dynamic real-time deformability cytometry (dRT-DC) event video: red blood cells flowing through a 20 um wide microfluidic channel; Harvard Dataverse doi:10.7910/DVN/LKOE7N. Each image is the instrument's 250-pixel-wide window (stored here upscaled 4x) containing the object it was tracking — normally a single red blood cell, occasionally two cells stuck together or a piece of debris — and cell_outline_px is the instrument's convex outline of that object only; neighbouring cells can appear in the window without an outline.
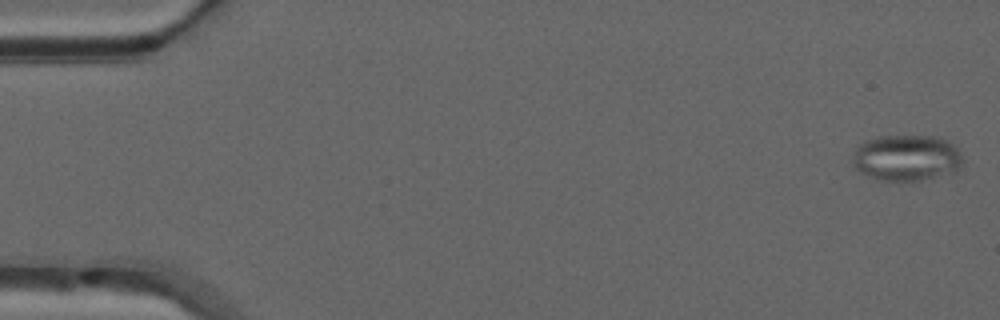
{"species": "common noctule bat (a hibernating species)", "species_latin": "Nyctalus noctula", "temperature_condition": "warm", "stored_images_in_passage": 49, "camera_frame_rate_fps": 3000, "um_per_image_px": 0.085, "animal": {"sex": "male", "forearm_length_mm": 52.5}, "frame": {"image": 1, "passage_image": 1, "time_ms": 0.0, "image_size_px": [1000, 320], "cell_outline_px": [[960, 168], [956, 172], [920, 180], [900, 184], [876, 180], [860, 172], [856, 168], [852, 160], [856, 148], [860, 144], [868, 140], [880, 136], [940, 136], [948, 140], [956, 148], [960, 156]], "centroid_in_image_um": [77.04, 13.45], "position_along_channel_um": 8.0, "area_um2": 30.06}}
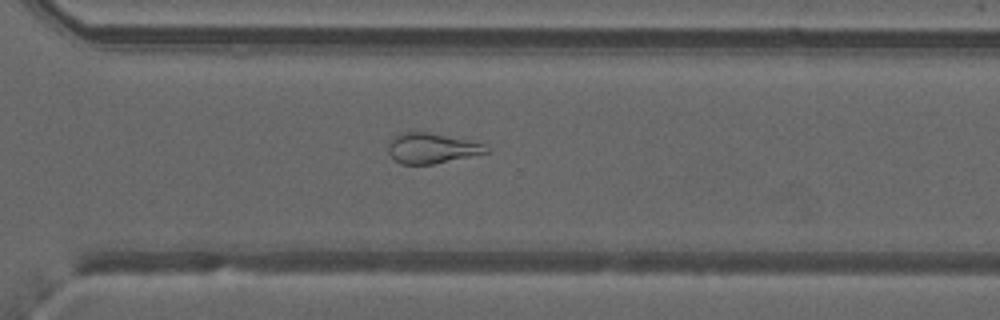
{"frame": {"image": 2, "passage_image": 36, "time_ms": 11.667, "image_size_px": [1000, 320], "cell_outline_px": [[488, 152], [432, 164], [400, 164], [388, 152], [388, 148], [392, 140], [400, 132], [416, 128], [468, 140], [484, 144], [488, 148]], "centroid_in_image_um": [36.66, 12.54], "position_along_channel_um": 333.9, "area_um2": 17.51}}
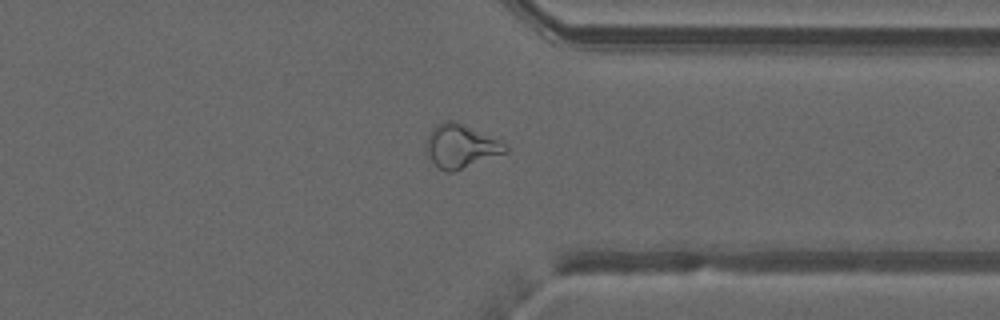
{"frame": {"image": 3, "passage_image": 39, "time_ms": 12.667, "image_size_px": [1000, 320], "cell_outline_px": [[508, 152], [452, 172], [444, 172], [432, 160], [424, 148], [428, 136], [432, 128], [436, 124], [444, 120], [456, 120], [500, 140], [508, 148]], "centroid_in_image_um": [39.16, 12.4], "position_along_channel_um": 372.2, "area_um2": 20.11}}